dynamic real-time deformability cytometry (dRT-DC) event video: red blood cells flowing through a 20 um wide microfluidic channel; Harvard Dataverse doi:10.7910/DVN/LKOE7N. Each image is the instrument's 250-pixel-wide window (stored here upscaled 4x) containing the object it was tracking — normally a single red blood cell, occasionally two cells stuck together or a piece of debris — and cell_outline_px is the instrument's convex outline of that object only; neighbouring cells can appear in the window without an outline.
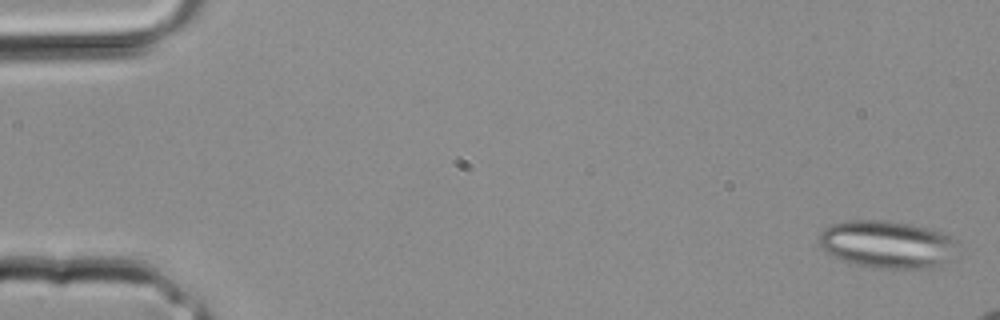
{"species": "common noctule bat (a hibernating species)", "species_latin": "Nyctalus noctula", "temperature_condition": "room temperature", "stored_images_in_passage": 9, "camera_frame_rate_fps": 3000, "um_per_image_px": 0.085, "animal": {"sex": "male", "body_mass_g": 20.4}, "frame": {"image": 1, "passage_image": 1, "time_ms": 0.0, "image_size_px": [1000, 320], "cell_outline_px": [[956, 240], [944, 260], [940, 264], [924, 268], [872, 268], [840, 260], [824, 252], [820, 244], [820, 232], [828, 224], [848, 220], [888, 220], [928, 228], [940, 232]], "centroid_in_image_um": [75.24, 20.75], "position_along_channel_um": 9.8, "area_um2": 37.69}}